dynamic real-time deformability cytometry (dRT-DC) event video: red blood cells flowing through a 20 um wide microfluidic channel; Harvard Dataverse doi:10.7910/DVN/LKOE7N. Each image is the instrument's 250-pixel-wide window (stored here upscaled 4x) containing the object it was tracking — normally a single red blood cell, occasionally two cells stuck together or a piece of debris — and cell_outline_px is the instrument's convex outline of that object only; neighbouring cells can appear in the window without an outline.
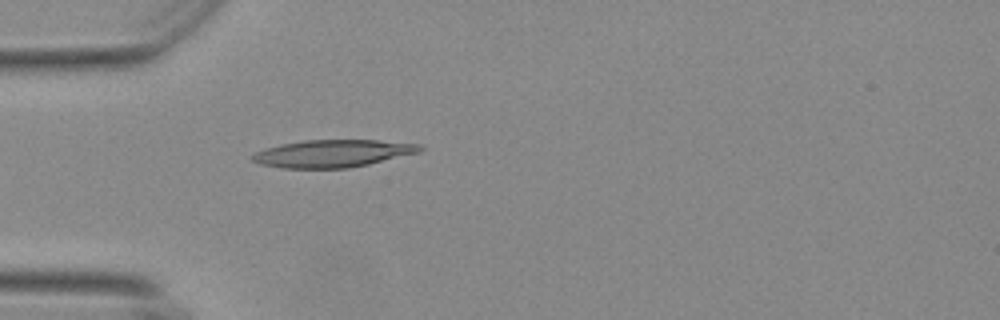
{"species": "Egyptian fruit bat (a non-hibernating species)", "species_latin": "Rousettus aegyptiacus", "temperature_condition": "warm", "stored_images_in_passage": 36, "camera_frame_rate_fps": 3000, "um_per_image_px": 0.085, "animal": {"sex": "female"}, "frame": {"image": 1, "passage_image": 1, "time_ms": 0.0, "image_size_px": [1000, 320], "cell_outline_px": [[424, 148], [420, 152], [368, 164], [348, 168], [284, 168], [260, 164], [252, 160], [252, 152], [264, 148], [280, 144], [304, 140], [380, 140], [420, 144]], "centroid_in_image_um": [28.26, 13.04], "position_along_channel_um": 56.7, "area_um2": 26.88}}
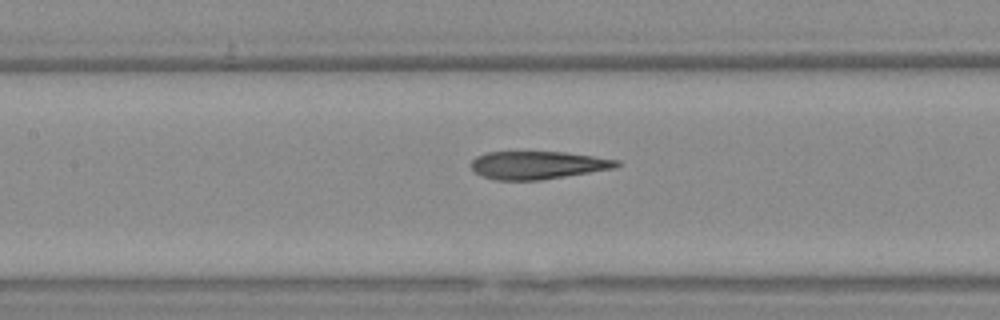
{"frame": {"image": 2, "passage_image": 10, "time_ms": 3.0, "image_size_px": [1000, 320], "cell_outline_px": [[620, 164], [616, 168], [540, 180], [496, 180], [484, 176], [476, 172], [472, 168], [472, 160], [476, 156], [488, 152], [564, 152], [620, 160]], "centroid_in_image_um": [45.73, 14.03], "position_along_channel_um": 161.7, "area_um2": 23.47}}
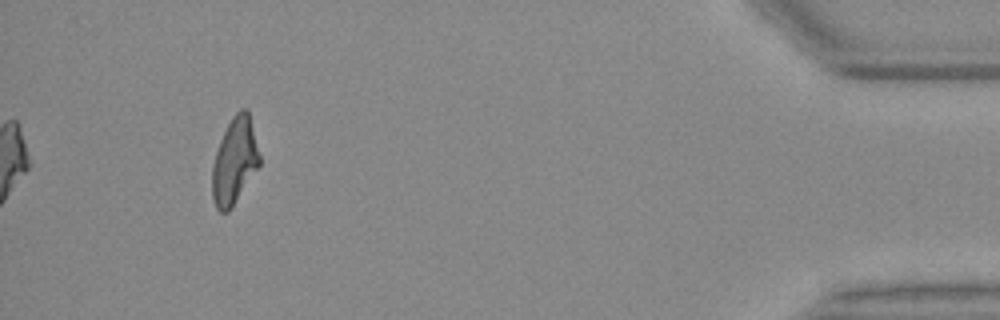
{"frame": {"image": 3, "passage_image": 36, "time_ms": 11.667, "image_size_px": [1000, 320], "cell_outline_px": [[260, 164], [232, 208], [228, 212], [220, 212], [216, 208], [212, 196], [212, 168], [216, 152], [220, 140], [232, 116], [240, 108], [248, 108], [260, 156]], "centroid_in_image_um": [19.94, 13.69], "position_along_channel_um": 415.3, "area_um2": 23.76}, "authors_computed_cell_mechanics": {"area_um2": 24.6517, "velocity_mm_per_s": 3.6906, "shape_relaxation_time_tau1_ms": null, "shape_relaxation_time_tau2_ms": 2.4738, "deformation_change_tau1": null, "deformation_change_tau2": 0.1169}}